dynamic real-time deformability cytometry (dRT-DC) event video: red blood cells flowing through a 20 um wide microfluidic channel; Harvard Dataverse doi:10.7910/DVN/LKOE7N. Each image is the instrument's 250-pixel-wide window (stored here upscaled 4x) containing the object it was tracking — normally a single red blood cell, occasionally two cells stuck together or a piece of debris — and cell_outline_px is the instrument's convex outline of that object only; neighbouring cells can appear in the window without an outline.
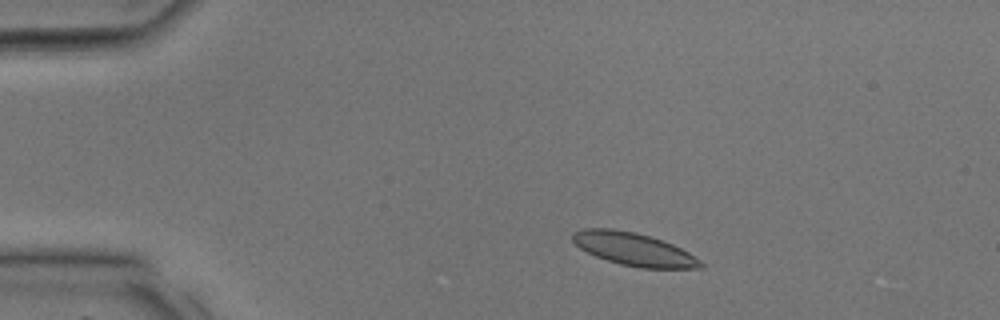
{"species": "common noctule bat (a hibernating species)", "species_latin": "Nyctalus noctula", "temperature_condition": "room temperature", "stored_images_in_passage": 33, "camera_frame_rate_fps": 3000, "um_per_image_px": 0.085, "animal": {"sex": "male", "body_mass_g": 17.9, "forearm_length_mm": 54.2}, "frame": {"image": 1, "passage_image": 4, "time_ms": 1.0, "image_size_px": [1000, 320], "cell_outline_px": [[704, 268], [640, 268], [620, 264], [596, 256], [580, 248], [572, 240], [572, 232], [584, 228], [612, 228], [636, 232], [672, 244], [688, 252], [700, 260], [704, 264]], "centroid_in_image_um": [53.86, 21.18], "position_along_channel_um": 31.1, "area_um2": 24.39}}
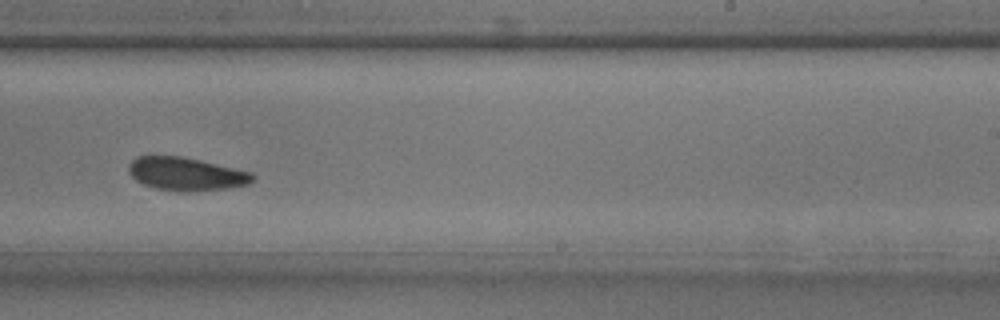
{"frame": {"image": 2, "passage_image": 20, "time_ms": 6.333, "image_size_px": [1000, 320], "cell_outline_px": [[256, 176], [248, 184], [228, 188], [188, 192], [156, 188], [144, 184], [136, 180], [128, 172], [128, 164], [136, 156], [184, 156], [252, 172]], "centroid_in_image_um": [15.82, 14.77], "position_along_channel_um": 273.2, "area_um2": 23.99}}
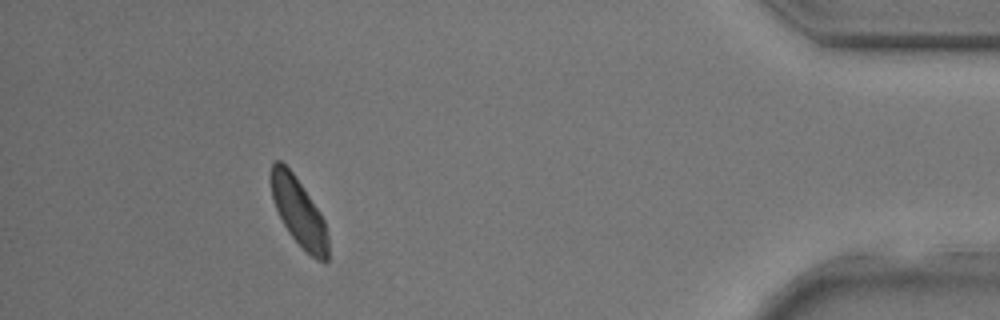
{"frame": {"image": 3, "passage_image": 30, "time_ms": 9.667, "image_size_px": [1000, 320], "cell_outline_px": [[328, 260], [316, 260], [288, 232], [276, 208], [272, 196], [268, 176], [272, 164], [276, 160], [280, 160], [292, 172], [320, 212], [324, 220], [328, 236]], "centroid_in_image_um": [25.37, 17.98], "position_along_channel_um": 409.8, "area_um2": 22.31}}